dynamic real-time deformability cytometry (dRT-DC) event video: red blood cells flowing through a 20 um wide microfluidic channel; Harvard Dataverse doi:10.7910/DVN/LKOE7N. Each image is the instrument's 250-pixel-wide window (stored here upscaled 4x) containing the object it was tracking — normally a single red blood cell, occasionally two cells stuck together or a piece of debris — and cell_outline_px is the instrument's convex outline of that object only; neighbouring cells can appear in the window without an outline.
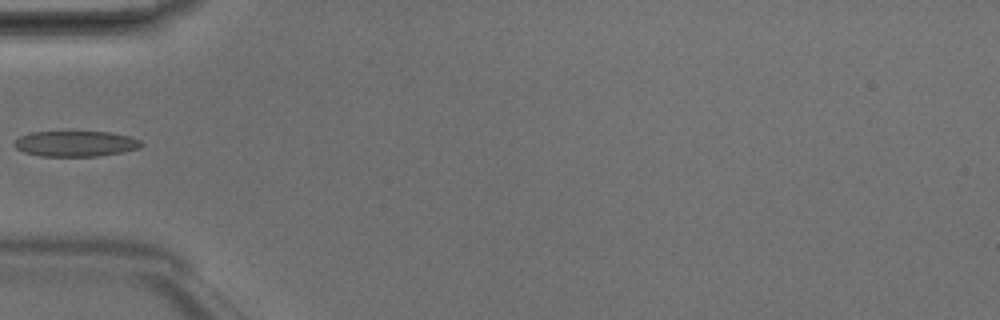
{"species": "Egyptian fruit bat (a non-hibernating species)", "species_latin": "Rousettus aegyptiacus", "temperature_condition": "room temperature", "stored_images_in_passage": 5, "camera_frame_rate_fps": 3000, "um_per_image_px": 0.085, "animal": {"sex": "male"}, "frame": {"image": 1, "passage_image": 5, "time_ms": 1.333, "image_size_px": [1000, 320], "cell_outline_px": [[144, 144], [140, 148], [100, 156], [40, 156], [24, 152], [16, 148], [12, 144], [20, 136], [32, 132], [112, 132], [128, 136], [140, 140]], "centroid_in_image_um": [6.43, 12.21], "position_along_channel_um": 78.6, "area_um2": 18.9}}